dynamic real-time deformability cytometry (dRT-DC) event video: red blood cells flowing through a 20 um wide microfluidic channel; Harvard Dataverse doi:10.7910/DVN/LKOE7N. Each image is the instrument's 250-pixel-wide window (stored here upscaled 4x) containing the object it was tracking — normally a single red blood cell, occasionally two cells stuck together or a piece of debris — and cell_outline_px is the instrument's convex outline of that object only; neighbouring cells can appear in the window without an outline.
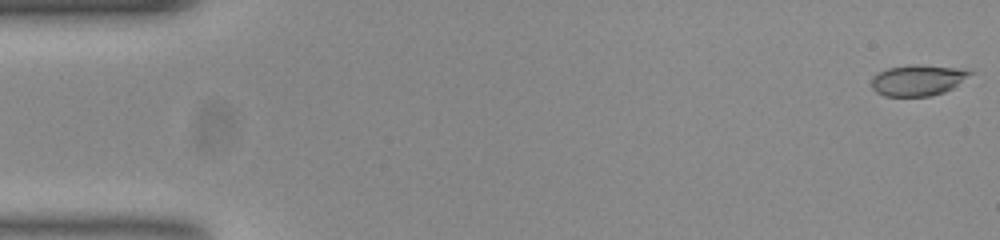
{"species": "common noctule bat (a hibernating species)", "species_latin": "Nyctalus noctula", "temperature_condition": "room temperature", "stored_images_in_passage": 54, "camera_frame_rate_fps": 3000, "um_per_image_px": 0.085, "animal": {"sex": "female", "body_mass_g": 23.0, "forearm_length_mm": 53.4}, "frame": {"image": 1, "passage_image": 1, "time_ms": 0.0, "image_size_px": [1000, 240], "cell_outline_px": [[976, 72], [952, 88], [944, 92], [932, 96], [884, 96], [876, 92], [872, 88], [872, 76], [888, 68], [912, 64], [920, 64], [964, 68]], "centroid_in_image_um": [78.06, 6.8], "position_along_channel_um": 6.9, "area_um2": 18.03}}
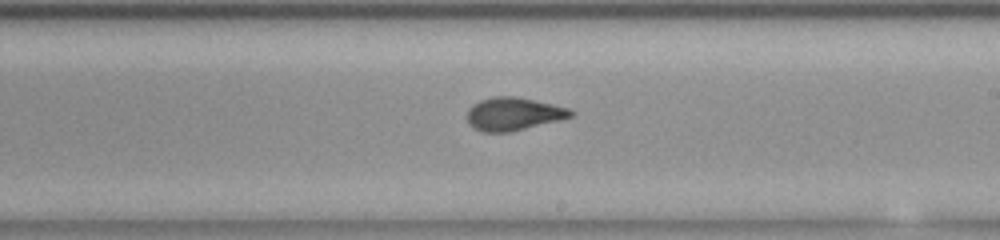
{"frame": {"image": 2, "passage_image": 31, "time_ms": 10.0, "image_size_px": [1000, 240], "cell_outline_px": [[576, 112], [572, 116], [512, 132], [480, 132], [468, 124], [468, 108], [472, 104], [480, 100], [496, 96], [516, 96], [552, 104], [568, 108]], "centroid_in_image_um": [43.61, 9.68], "position_along_channel_um": 245.4, "area_um2": 19.88}}
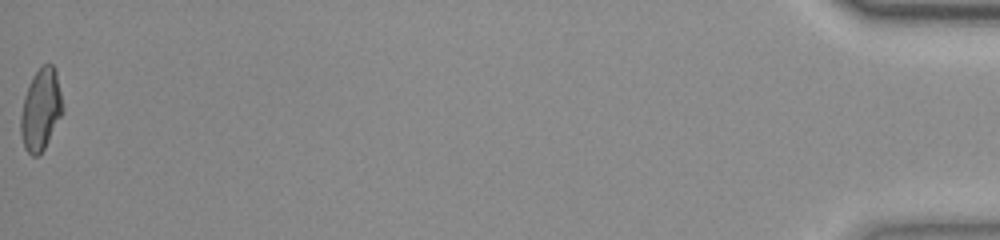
{"frame": {"image": 3, "passage_image": 54, "time_ms": 17.667, "image_size_px": [1000, 240], "cell_outline_px": [[64, 112], [44, 148], [36, 156], [32, 156], [24, 148], [20, 132], [20, 116], [24, 96], [32, 76], [44, 64], [52, 64], [56, 68], [64, 108]], "centroid_in_image_um": [3.48, 9.3], "position_along_channel_um": 431.7, "area_um2": 20.11}, "authors_computed_cell_mechanics": {"area_um2": 19.8254, "velocity_mm_per_s": 3.8062, "shape_relaxation_time_tau1_ms": 5.7198, "shape_relaxation_time_tau2_ms": 0.9434, "deformation_change_tau1": 0.2036, "deformation_change_tau2": 0.065}}